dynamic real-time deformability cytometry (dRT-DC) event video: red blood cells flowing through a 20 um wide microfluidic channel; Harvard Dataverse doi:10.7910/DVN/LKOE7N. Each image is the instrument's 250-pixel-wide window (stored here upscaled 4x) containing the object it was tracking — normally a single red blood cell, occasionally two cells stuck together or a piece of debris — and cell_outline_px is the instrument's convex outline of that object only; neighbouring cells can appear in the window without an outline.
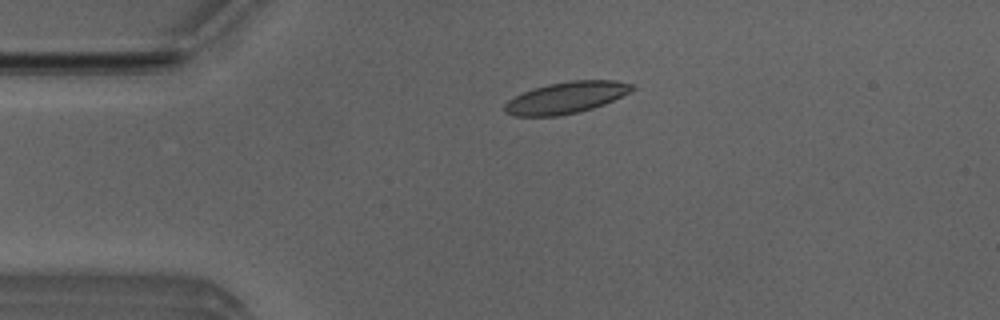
{"species": "Egyptian fruit bat (a non-hibernating species)", "species_latin": "Rousettus aegyptiacus", "temperature_condition": "room temperature", "stored_images_in_passage": 54, "camera_frame_rate_fps": 3000, "um_per_image_px": 0.085, "animal": {"sex": "male"}, "frame": {"image": 1, "passage_image": 12, "time_ms": 3.667, "image_size_px": [1000, 320], "cell_outline_px": [[636, 88], [604, 104], [580, 112], [556, 116], [516, 116], [504, 112], [504, 104], [508, 100], [532, 88], [548, 84], [568, 80], [616, 80], [632, 84]], "centroid_in_image_um": [48.1, 8.29], "position_along_channel_um": 36.9, "area_um2": 23.35}}
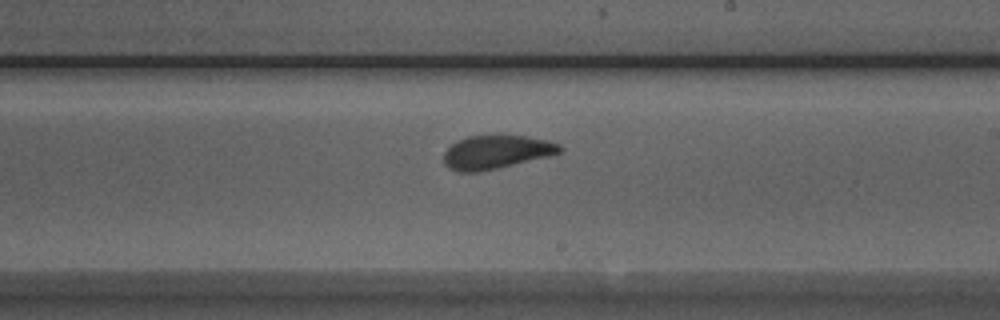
{"frame": {"image": 2, "passage_image": 31, "time_ms": 10.0, "image_size_px": [1000, 320], "cell_outline_px": [[564, 148], [560, 152], [552, 156], [496, 168], [476, 172], [456, 172], [448, 168], [444, 164], [444, 152], [456, 140], [468, 136], [500, 132], [528, 136], [548, 140], [560, 144]], "centroid_in_image_um": [42.2, 12.87], "position_along_channel_um": 246.8, "area_um2": 23.64}}
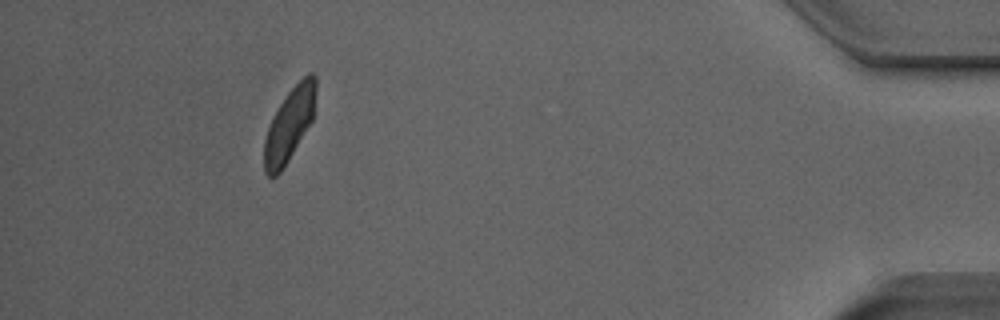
{"frame": {"image": 3, "passage_image": 49, "time_ms": 16.0, "image_size_px": [1000, 320], "cell_outline_px": [[316, 92], [312, 120], [288, 160], [280, 172], [276, 176], [268, 176], [264, 172], [264, 140], [272, 116], [288, 92], [308, 72], [312, 72], [316, 76]], "centroid_in_image_um": [24.59, 10.57], "position_along_channel_um": 410.6, "area_um2": 21.68}, "authors_computed_cell_mechanics": {"area_um2": 22.7443, "velocity_mm_per_s": 3.8188, "shape_relaxation_time_tau1_ms": 3.8103, "shape_relaxation_time_tau2_ms": 1.3899, "deformation_change_tau1": 0.1013, "deformation_change_tau2": 0.0753}}